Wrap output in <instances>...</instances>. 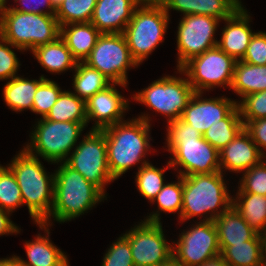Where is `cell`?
I'll use <instances>...</instances> for the list:
<instances>
[{
    "mask_svg": "<svg viewBox=\"0 0 266 266\" xmlns=\"http://www.w3.org/2000/svg\"><path fill=\"white\" fill-rule=\"evenodd\" d=\"M167 147L173 157L171 168L181 166L179 176L211 174L220 171L219 151L203 138L201 132L180 118L168 122Z\"/></svg>",
    "mask_w": 266,
    "mask_h": 266,
    "instance_id": "1",
    "label": "cell"
},
{
    "mask_svg": "<svg viewBox=\"0 0 266 266\" xmlns=\"http://www.w3.org/2000/svg\"><path fill=\"white\" fill-rule=\"evenodd\" d=\"M150 119L147 114L128 122L123 120L103 129L107 160L114 180L146 157L150 148Z\"/></svg>",
    "mask_w": 266,
    "mask_h": 266,
    "instance_id": "2",
    "label": "cell"
},
{
    "mask_svg": "<svg viewBox=\"0 0 266 266\" xmlns=\"http://www.w3.org/2000/svg\"><path fill=\"white\" fill-rule=\"evenodd\" d=\"M7 167L17 180L31 218L36 224L43 223L53 207L55 174L48 176L39 158L24 148Z\"/></svg>",
    "mask_w": 266,
    "mask_h": 266,
    "instance_id": "3",
    "label": "cell"
},
{
    "mask_svg": "<svg viewBox=\"0 0 266 266\" xmlns=\"http://www.w3.org/2000/svg\"><path fill=\"white\" fill-rule=\"evenodd\" d=\"M55 171L54 202L50 216L43 222L49 225L50 218L67 222L90 210L106 197L81 173L70 168L65 162Z\"/></svg>",
    "mask_w": 266,
    "mask_h": 266,
    "instance_id": "4",
    "label": "cell"
},
{
    "mask_svg": "<svg viewBox=\"0 0 266 266\" xmlns=\"http://www.w3.org/2000/svg\"><path fill=\"white\" fill-rule=\"evenodd\" d=\"M233 198L227 190L221 171L184 176L183 205L179 219L185 221L211 212L203 221H214L232 206ZM218 207L222 209L219 211Z\"/></svg>",
    "mask_w": 266,
    "mask_h": 266,
    "instance_id": "5",
    "label": "cell"
},
{
    "mask_svg": "<svg viewBox=\"0 0 266 266\" xmlns=\"http://www.w3.org/2000/svg\"><path fill=\"white\" fill-rule=\"evenodd\" d=\"M60 34L55 15L24 13L7 7L0 16V36L21 51L52 43Z\"/></svg>",
    "mask_w": 266,
    "mask_h": 266,
    "instance_id": "6",
    "label": "cell"
},
{
    "mask_svg": "<svg viewBox=\"0 0 266 266\" xmlns=\"http://www.w3.org/2000/svg\"><path fill=\"white\" fill-rule=\"evenodd\" d=\"M169 17L162 4L148 0H143L135 9L123 34L138 65L163 42Z\"/></svg>",
    "mask_w": 266,
    "mask_h": 266,
    "instance_id": "7",
    "label": "cell"
},
{
    "mask_svg": "<svg viewBox=\"0 0 266 266\" xmlns=\"http://www.w3.org/2000/svg\"><path fill=\"white\" fill-rule=\"evenodd\" d=\"M84 128L79 122H56L44 117L37 122L30 136L31 141L24 149L54 164L65 162Z\"/></svg>",
    "mask_w": 266,
    "mask_h": 266,
    "instance_id": "8",
    "label": "cell"
},
{
    "mask_svg": "<svg viewBox=\"0 0 266 266\" xmlns=\"http://www.w3.org/2000/svg\"><path fill=\"white\" fill-rule=\"evenodd\" d=\"M235 63L232 56L215 46L191 58L177 70L188 77L194 92L203 93L216 86L231 87Z\"/></svg>",
    "mask_w": 266,
    "mask_h": 266,
    "instance_id": "9",
    "label": "cell"
},
{
    "mask_svg": "<svg viewBox=\"0 0 266 266\" xmlns=\"http://www.w3.org/2000/svg\"><path fill=\"white\" fill-rule=\"evenodd\" d=\"M160 213L153 212L124 236L129 240L135 266H159L173 257V246L164 238Z\"/></svg>",
    "mask_w": 266,
    "mask_h": 266,
    "instance_id": "10",
    "label": "cell"
},
{
    "mask_svg": "<svg viewBox=\"0 0 266 266\" xmlns=\"http://www.w3.org/2000/svg\"><path fill=\"white\" fill-rule=\"evenodd\" d=\"M112 83L127 84V69L139 66L133 59L123 33L101 34L95 47L84 60Z\"/></svg>",
    "mask_w": 266,
    "mask_h": 266,
    "instance_id": "11",
    "label": "cell"
},
{
    "mask_svg": "<svg viewBox=\"0 0 266 266\" xmlns=\"http://www.w3.org/2000/svg\"><path fill=\"white\" fill-rule=\"evenodd\" d=\"M71 154L65 163L105 195L104 186L114 179L108 166L104 131L91 130Z\"/></svg>",
    "mask_w": 266,
    "mask_h": 266,
    "instance_id": "12",
    "label": "cell"
},
{
    "mask_svg": "<svg viewBox=\"0 0 266 266\" xmlns=\"http://www.w3.org/2000/svg\"><path fill=\"white\" fill-rule=\"evenodd\" d=\"M193 94L188 78L164 76L137 92L133 98L165 115L168 117L167 121L171 122L181 117Z\"/></svg>",
    "mask_w": 266,
    "mask_h": 266,
    "instance_id": "13",
    "label": "cell"
},
{
    "mask_svg": "<svg viewBox=\"0 0 266 266\" xmlns=\"http://www.w3.org/2000/svg\"><path fill=\"white\" fill-rule=\"evenodd\" d=\"M219 19L207 15H185L177 31L178 64L180 69L191 58L217 46L214 38Z\"/></svg>",
    "mask_w": 266,
    "mask_h": 266,
    "instance_id": "14",
    "label": "cell"
},
{
    "mask_svg": "<svg viewBox=\"0 0 266 266\" xmlns=\"http://www.w3.org/2000/svg\"><path fill=\"white\" fill-rule=\"evenodd\" d=\"M179 236L172 250L173 258L182 266H199L221 255L214 221H199Z\"/></svg>",
    "mask_w": 266,
    "mask_h": 266,
    "instance_id": "15",
    "label": "cell"
},
{
    "mask_svg": "<svg viewBox=\"0 0 266 266\" xmlns=\"http://www.w3.org/2000/svg\"><path fill=\"white\" fill-rule=\"evenodd\" d=\"M115 85L127 86V84L112 83L85 102L87 123L92 119L96 122L91 130H103L122 122L129 101L115 89Z\"/></svg>",
    "mask_w": 266,
    "mask_h": 266,
    "instance_id": "16",
    "label": "cell"
},
{
    "mask_svg": "<svg viewBox=\"0 0 266 266\" xmlns=\"http://www.w3.org/2000/svg\"><path fill=\"white\" fill-rule=\"evenodd\" d=\"M201 94L194 92L180 119L203 135L212 124L225 119L237 107L238 102L226 97L202 99Z\"/></svg>",
    "mask_w": 266,
    "mask_h": 266,
    "instance_id": "17",
    "label": "cell"
},
{
    "mask_svg": "<svg viewBox=\"0 0 266 266\" xmlns=\"http://www.w3.org/2000/svg\"><path fill=\"white\" fill-rule=\"evenodd\" d=\"M143 0H97L90 22L101 34L123 33Z\"/></svg>",
    "mask_w": 266,
    "mask_h": 266,
    "instance_id": "18",
    "label": "cell"
},
{
    "mask_svg": "<svg viewBox=\"0 0 266 266\" xmlns=\"http://www.w3.org/2000/svg\"><path fill=\"white\" fill-rule=\"evenodd\" d=\"M219 157L220 171L225 168L235 173L246 172L266 159L245 129L219 151Z\"/></svg>",
    "mask_w": 266,
    "mask_h": 266,
    "instance_id": "19",
    "label": "cell"
},
{
    "mask_svg": "<svg viewBox=\"0 0 266 266\" xmlns=\"http://www.w3.org/2000/svg\"><path fill=\"white\" fill-rule=\"evenodd\" d=\"M224 21L227 25L222 30L217 46L236 61L241 60L255 34L249 27L250 16L241 6Z\"/></svg>",
    "mask_w": 266,
    "mask_h": 266,
    "instance_id": "20",
    "label": "cell"
},
{
    "mask_svg": "<svg viewBox=\"0 0 266 266\" xmlns=\"http://www.w3.org/2000/svg\"><path fill=\"white\" fill-rule=\"evenodd\" d=\"M38 225L48 236L42 237L38 234L35 240L25 243L24 247L29 261H24L15 255L12 258L20 266H69L67 256L49 240L50 232L47 225L43 223H38Z\"/></svg>",
    "mask_w": 266,
    "mask_h": 266,
    "instance_id": "21",
    "label": "cell"
},
{
    "mask_svg": "<svg viewBox=\"0 0 266 266\" xmlns=\"http://www.w3.org/2000/svg\"><path fill=\"white\" fill-rule=\"evenodd\" d=\"M161 4L168 15L169 11L173 9L182 12L184 16L207 15L220 21L229 18L242 6L239 0H164Z\"/></svg>",
    "mask_w": 266,
    "mask_h": 266,
    "instance_id": "22",
    "label": "cell"
},
{
    "mask_svg": "<svg viewBox=\"0 0 266 266\" xmlns=\"http://www.w3.org/2000/svg\"><path fill=\"white\" fill-rule=\"evenodd\" d=\"M100 35L99 30L91 22H79L61 26L60 37L65 41L72 57L77 62H84Z\"/></svg>",
    "mask_w": 266,
    "mask_h": 266,
    "instance_id": "23",
    "label": "cell"
},
{
    "mask_svg": "<svg viewBox=\"0 0 266 266\" xmlns=\"http://www.w3.org/2000/svg\"><path fill=\"white\" fill-rule=\"evenodd\" d=\"M217 229L219 246H232L252 240L258 232L242 218L240 213L231 206L214 220Z\"/></svg>",
    "mask_w": 266,
    "mask_h": 266,
    "instance_id": "24",
    "label": "cell"
},
{
    "mask_svg": "<svg viewBox=\"0 0 266 266\" xmlns=\"http://www.w3.org/2000/svg\"><path fill=\"white\" fill-rule=\"evenodd\" d=\"M232 89L241 98L266 90V65L248 64L237 60L234 66Z\"/></svg>",
    "mask_w": 266,
    "mask_h": 266,
    "instance_id": "25",
    "label": "cell"
},
{
    "mask_svg": "<svg viewBox=\"0 0 266 266\" xmlns=\"http://www.w3.org/2000/svg\"><path fill=\"white\" fill-rule=\"evenodd\" d=\"M32 54L46 71L52 73L75 69L77 63L61 37L52 43L36 47L32 50Z\"/></svg>",
    "mask_w": 266,
    "mask_h": 266,
    "instance_id": "26",
    "label": "cell"
},
{
    "mask_svg": "<svg viewBox=\"0 0 266 266\" xmlns=\"http://www.w3.org/2000/svg\"><path fill=\"white\" fill-rule=\"evenodd\" d=\"M44 79L43 75L39 80H28L19 76L10 79L3 88L6 105L16 113L25 109L32 111L35 92Z\"/></svg>",
    "mask_w": 266,
    "mask_h": 266,
    "instance_id": "27",
    "label": "cell"
},
{
    "mask_svg": "<svg viewBox=\"0 0 266 266\" xmlns=\"http://www.w3.org/2000/svg\"><path fill=\"white\" fill-rule=\"evenodd\" d=\"M236 196L232 206L255 231L266 232V196L254 193H237Z\"/></svg>",
    "mask_w": 266,
    "mask_h": 266,
    "instance_id": "28",
    "label": "cell"
},
{
    "mask_svg": "<svg viewBox=\"0 0 266 266\" xmlns=\"http://www.w3.org/2000/svg\"><path fill=\"white\" fill-rule=\"evenodd\" d=\"M219 248L221 256L229 266H263L260 233L252 240Z\"/></svg>",
    "mask_w": 266,
    "mask_h": 266,
    "instance_id": "29",
    "label": "cell"
},
{
    "mask_svg": "<svg viewBox=\"0 0 266 266\" xmlns=\"http://www.w3.org/2000/svg\"><path fill=\"white\" fill-rule=\"evenodd\" d=\"M73 76L74 94L85 102L97 92L106 89L112 82L97 69H94L84 62H77Z\"/></svg>",
    "mask_w": 266,
    "mask_h": 266,
    "instance_id": "30",
    "label": "cell"
},
{
    "mask_svg": "<svg viewBox=\"0 0 266 266\" xmlns=\"http://www.w3.org/2000/svg\"><path fill=\"white\" fill-rule=\"evenodd\" d=\"M45 118L56 122H79L86 127L85 101L70 91H62Z\"/></svg>",
    "mask_w": 266,
    "mask_h": 266,
    "instance_id": "31",
    "label": "cell"
},
{
    "mask_svg": "<svg viewBox=\"0 0 266 266\" xmlns=\"http://www.w3.org/2000/svg\"><path fill=\"white\" fill-rule=\"evenodd\" d=\"M244 123L237 106L225 119L212 124L203 133V138L218 151L227 146L242 130Z\"/></svg>",
    "mask_w": 266,
    "mask_h": 266,
    "instance_id": "32",
    "label": "cell"
},
{
    "mask_svg": "<svg viewBox=\"0 0 266 266\" xmlns=\"http://www.w3.org/2000/svg\"><path fill=\"white\" fill-rule=\"evenodd\" d=\"M141 163L136 175V187L143 197L152 202L165 185L163 173L171 166L168 162L166 168L158 169L146 160Z\"/></svg>",
    "mask_w": 266,
    "mask_h": 266,
    "instance_id": "33",
    "label": "cell"
},
{
    "mask_svg": "<svg viewBox=\"0 0 266 266\" xmlns=\"http://www.w3.org/2000/svg\"><path fill=\"white\" fill-rule=\"evenodd\" d=\"M97 0H63L56 8L55 17L60 26L69 23L90 22Z\"/></svg>",
    "mask_w": 266,
    "mask_h": 266,
    "instance_id": "34",
    "label": "cell"
},
{
    "mask_svg": "<svg viewBox=\"0 0 266 266\" xmlns=\"http://www.w3.org/2000/svg\"><path fill=\"white\" fill-rule=\"evenodd\" d=\"M21 205V190L14 174L8 167L0 165V208L12 213Z\"/></svg>",
    "mask_w": 266,
    "mask_h": 266,
    "instance_id": "35",
    "label": "cell"
},
{
    "mask_svg": "<svg viewBox=\"0 0 266 266\" xmlns=\"http://www.w3.org/2000/svg\"><path fill=\"white\" fill-rule=\"evenodd\" d=\"M183 177L178 176L177 183H167L163 186L162 190L152 200L151 203L157 202L158 209L167 213H179L181 217L183 205Z\"/></svg>",
    "mask_w": 266,
    "mask_h": 266,
    "instance_id": "36",
    "label": "cell"
},
{
    "mask_svg": "<svg viewBox=\"0 0 266 266\" xmlns=\"http://www.w3.org/2000/svg\"><path fill=\"white\" fill-rule=\"evenodd\" d=\"M62 90L56 82L45 78L35 92L32 112L46 117L53 105L56 103Z\"/></svg>",
    "mask_w": 266,
    "mask_h": 266,
    "instance_id": "37",
    "label": "cell"
},
{
    "mask_svg": "<svg viewBox=\"0 0 266 266\" xmlns=\"http://www.w3.org/2000/svg\"><path fill=\"white\" fill-rule=\"evenodd\" d=\"M237 193H254L266 196V160L243 173Z\"/></svg>",
    "mask_w": 266,
    "mask_h": 266,
    "instance_id": "38",
    "label": "cell"
},
{
    "mask_svg": "<svg viewBox=\"0 0 266 266\" xmlns=\"http://www.w3.org/2000/svg\"><path fill=\"white\" fill-rule=\"evenodd\" d=\"M237 103L242 120L266 118V90L246 95Z\"/></svg>",
    "mask_w": 266,
    "mask_h": 266,
    "instance_id": "39",
    "label": "cell"
},
{
    "mask_svg": "<svg viewBox=\"0 0 266 266\" xmlns=\"http://www.w3.org/2000/svg\"><path fill=\"white\" fill-rule=\"evenodd\" d=\"M102 266H135L129 240L123 235L106 251Z\"/></svg>",
    "mask_w": 266,
    "mask_h": 266,
    "instance_id": "40",
    "label": "cell"
},
{
    "mask_svg": "<svg viewBox=\"0 0 266 266\" xmlns=\"http://www.w3.org/2000/svg\"><path fill=\"white\" fill-rule=\"evenodd\" d=\"M11 43L0 36V80H10L16 76L20 62L11 47Z\"/></svg>",
    "mask_w": 266,
    "mask_h": 266,
    "instance_id": "41",
    "label": "cell"
},
{
    "mask_svg": "<svg viewBox=\"0 0 266 266\" xmlns=\"http://www.w3.org/2000/svg\"><path fill=\"white\" fill-rule=\"evenodd\" d=\"M241 61L254 65H266L265 32L259 31L254 34Z\"/></svg>",
    "mask_w": 266,
    "mask_h": 266,
    "instance_id": "42",
    "label": "cell"
},
{
    "mask_svg": "<svg viewBox=\"0 0 266 266\" xmlns=\"http://www.w3.org/2000/svg\"><path fill=\"white\" fill-rule=\"evenodd\" d=\"M243 123L245 131L250 135L259 151L265 156L266 153L263 150L266 149V118L244 120Z\"/></svg>",
    "mask_w": 266,
    "mask_h": 266,
    "instance_id": "43",
    "label": "cell"
},
{
    "mask_svg": "<svg viewBox=\"0 0 266 266\" xmlns=\"http://www.w3.org/2000/svg\"><path fill=\"white\" fill-rule=\"evenodd\" d=\"M18 1L20 2L21 7H11L15 11L24 13L55 15L56 9L54 8L51 0H15V2ZM41 5L46 6V8L49 10L44 11L43 9H41Z\"/></svg>",
    "mask_w": 266,
    "mask_h": 266,
    "instance_id": "44",
    "label": "cell"
},
{
    "mask_svg": "<svg viewBox=\"0 0 266 266\" xmlns=\"http://www.w3.org/2000/svg\"><path fill=\"white\" fill-rule=\"evenodd\" d=\"M11 213L0 208V235L19 233V229L9 218Z\"/></svg>",
    "mask_w": 266,
    "mask_h": 266,
    "instance_id": "45",
    "label": "cell"
},
{
    "mask_svg": "<svg viewBox=\"0 0 266 266\" xmlns=\"http://www.w3.org/2000/svg\"><path fill=\"white\" fill-rule=\"evenodd\" d=\"M199 266H229L221 255H218L212 259L207 260Z\"/></svg>",
    "mask_w": 266,
    "mask_h": 266,
    "instance_id": "46",
    "label": "cell"
},
{
    "mask_svg": "<svg viewBox=\"0 0 266 266\" xmlns=\"http://www.w3.org/2000/svg\"><path fill=\"white\" fill-rule=\"evenodd\" d=\"M262 240V263L266 266V232L260 233Z\"/></svg>",
    "mask_w": 266,
    "mask_h": 266,
    "instance_id": "47",
    "label": "cell"
},
{
    "mask_svg": "<svg viewBox=\"0 0 266 266\" xmlns=\"http://www.w3.org/2000/svg\"><path fill=\"white\" fill-rule=\"evenodd\" d=\"M0 266H20L12 257L0 259Z\"/></svg>",
    "mask_w": 266,
    "mask_h": 266,
    "instance_id": "48",
    "label": "cell"
},
{
    "mask_svg": "<svg viewBox=\"0 0 266 266\" xmlns=\"http://www.w3.org/2000/svg\"><path fill=\"white\" fill-rule=\"evenodd\" d=\"M159 266H182L180 263H178L173 257L166 263H163Z\"/></svg>",
    "mask_w": 266,
    "mask_h": 266,
    "instance_id": "49",
    "label": "cell"
},
{
    "mask_svg": "<svg viewBox=\"0 0 266 266\" xmlns=\"http://www.w3.org/2000/svg\"><path fill=\"white\" fill-rule=\"evenodd\" d=\"M6 2L4 0H0V16L2 15V13L5 11L6 7Z\"/></svg>",
    "mask_w": 266,
    "mask_h": 266,
    "instance_id": "50",
    "label": "cell"
},
{
    "mask_svg": "<svg viewBox=\"0 0 266 266\" xmlns=\"http://www.w3.org/2000/svg\"><path fill=\"white\" fill-rule=\"evenodd\" d=\"M62 1L63 0H51L55 9L62 3Z\"/></svg>",
    "mask_w": 266,
    "mask_h": 266,
    "instance_id": "51",
    "label": "cell"
},
{
    "mask_svg": "<svg viewBox=\"0 0 266 266\" xmlns=\"http://www.w3.org/2000/svg\"><path fill=\"white\" fill-rule=\"evenodd\" d=\"M148 1L161 4L164 0H148Z\"/></svg>",
    "mask_w": 266,
    "mask_h": 266,
    "instance_id": "52",
    "label": "cell"
}]
</instances>
